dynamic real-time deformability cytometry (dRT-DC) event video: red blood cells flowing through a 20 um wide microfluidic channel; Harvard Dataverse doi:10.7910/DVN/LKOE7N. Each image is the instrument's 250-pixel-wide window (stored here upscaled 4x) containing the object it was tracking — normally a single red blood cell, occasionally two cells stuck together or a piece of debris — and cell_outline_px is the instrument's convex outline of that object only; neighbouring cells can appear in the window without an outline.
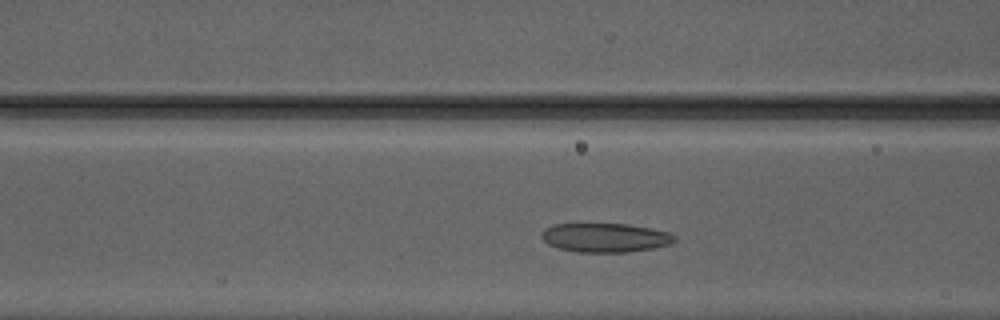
{"species": "Egyptian fruit bat (a non-hibernating species)", "species_latin": "Rousettus aegyptiacus", "temperature_condition": "warm", "stored_images_in_passage": 27, "camera_frame_rate_fps": 3000, "um_per_image_px": 0.085, "animal": {"sex": "male"}, "frame": {"image": 1, "passage_image": 6, "time_ms": 1.667, "image_size_px": [1000, 320], "cell_outline_px": [[676, 240], [668, 244], [652, 248], [628, 252], [580, 252], [560, 248], [548, 244], [540, 236], [540, 232], [544, 228], [552, 224], [628, 224], [652, 228], [668, 232], [676, 236]], "centroid_in_image_um": [51.42, 20.19], "position_along_channel_um": 115.2, "area_um2": 22.48}}
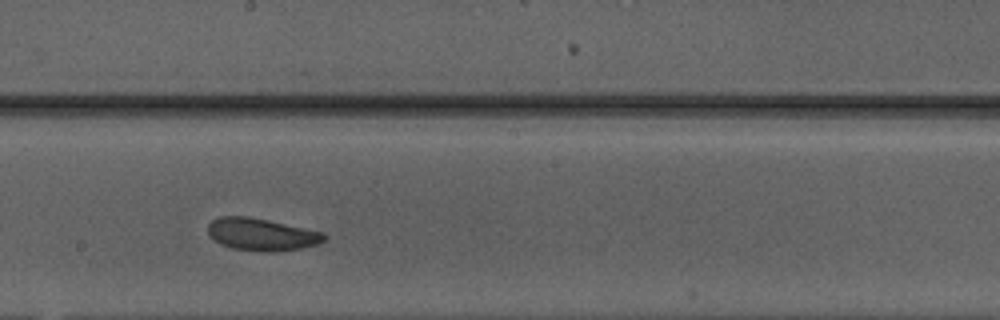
{"frame": {"image": 2, "passage_image": 14, "time_ms": 4.333, "image_size_px": [1000, 320], "cell_outline_px": [[328, 236], [320, 244], [300, 248], [232, 248], [220, 244], [208, 232], [208, 224], [212, 220], [220, 216], [248, 216], [268, 220], [324, 232]], "centroid_in_image_um": [22.24, 19.85], "position_along_channel_um": 226.0, "area_um2": 20.81}}
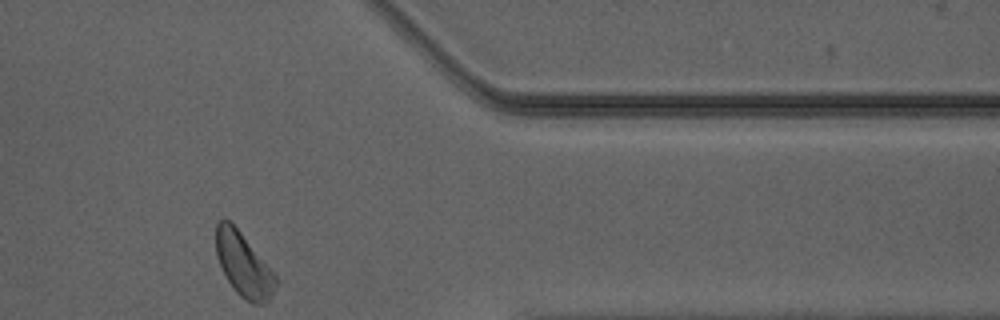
{"frame": {"image": 3, "passage_image": 27, "time_ms": 8.667, "image_size_px": [1000, 320], "cell_outline_px": [[276, 284], [272, 296], [264, 304], [252, 304], [240, 296], [236, 292], [228, 280], [216, 256], [216, 224], [224, 216], [240, 232], [276, 276]], "centroid_in_image_um": [20.68, 22.52], "position_along_channel_um": 390.7, "area_um2": 21.68}, "authors_computed_cell_mechanics": {"area_um2": 22.3108, "velocity_mm_per_s": 4.1605, "shape_relaxation_time_tau1_ms": 2.9355, "shape_relaxation_time_tau2_ms": 2.8946, "deformation_change_tau1": 0.0856, "deformation_change_tau2": 0.1042}}